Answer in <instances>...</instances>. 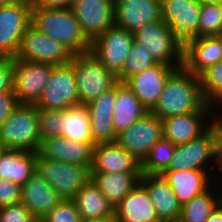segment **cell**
<instances>
[{
  "instance_id": "6da1fadb",
  "label": "cell",
  "mask_w": 222,
  "mask_h": 222,
  "mask_svg": "<svg viewBox=\"0 0 222 222\" xmlns=\"http://www.w3.org/2000/svg\"><path fill=\"white\" fill-rule=\"evenodd\" d=\"M214 111L220 114L219 110L204 101L199 77L183 66L167 77L159 100L150 112L163 120L193 112Z\"/></svg>"
},
{
  "instance_id": "7a4b0ae2",
  "label": "cell",
  "mask_w": 222,
  "mask_h": 222,
  "mask_svg": "<svg viewBox=\"0 0 222 222\" xmlns=\"http://www.w3.org/2000/svg\"><path fill=\"white\" fill-rule=\"evenodd\" d=\"M31 25L64 45L73 55L90 52L91 42L70 8L32 6Z\"/></svg>"
},
{
  "instance_id": "3957f363",
  "label": "cell",
  "mask_w": 222,
  "mask_h": 222,
  "mask_svg": "<svg viewBox=\"0 0 222 222\" xmlns=\"http://www.w3.org/2000/svg\"><path fill=\"white\" fill-rule=\"evenodd\" d=\"M0 142L5 149L38 152L41 139L37 107L19 104L0 125Z\"/></svg>"
},
{
  "instance_id": "277c9868",
  "label": "cell",
  "mask_w": 222,
  "mask_h": 222,
  "mask_svg": "<svg viewBox=\"0 0 222 222\" xmlns=\"http://www.w3.org/2000/svg\"><path fill=\"white\" fill-rule=\"evenodd\" d=\"M70 63L74 66L79 104H89L119 82L117 75L108 70L91 51L73 55Z\"/></svg>"
},
{
  "instance_id": "5b68a950",
  "label": "cell",
  "mask_w": 222,
  "mask_h": 222,
  "mask_svg": "<svg viewBox=\"0 0 222 222\" xmlns=\"http://www.w3.org/2000/svg\"><path fill=\"white\" fill-rule=\"evenodd\" d=\"M36 172L54 189L62 200H74L91 179V170L76 164L53 161L37 153Z\"/></svg>"
},
{
  "instance_id": "8992f818",
  "label": "cell",
  "mask_w": 222,
  "mask_h": 222,
  "mask_svg": "<svg viewBox=\"0 0 222 222\" xmlns=\"http://www.w3.org/2000/svg\"><path fill=\"white\" fill-rule=\"evenodd\" d=\"M134 41L147 47L157 63L178 69L184 64V47L171 33L170 27L161 19L147 23L134 33Z\"/></svg>"
},
{
  "instance_id": "52a82bcc",
  "label": "cell",
  "mask_w": 222,
  "mask_h": 222,
  "mask_svg": "<svg viewBox=\"0 0 222 222\" xmlns=\"http://www.w3.org/2000/svg\"><path fill=\"white\" fill-rule=\"evenodd\" d=\"M79 104L74 66L71 63L52 67L41 97L35 104L45 110H64Z\"/></svg>"
},
{
  "instance_id": "ba28073f",
  "label": "cell",
  "mask_w": 222,
  "mask_h": 222,
  "mask_svg": "<svg viewBox=\"0 0 222 222\" xmlns=\"http://www.w3.org/2000/svg\"><path fill=\"white\" fill-rule=\"evenodd\" d=\"M53 65L13 58L12 90L19 104L35 105L51 74Z\"/></svg>"
},
{
  "instance_id": "9c48e42d",
  "label": "cell",
  "mask_w": 222,
  "mask_h": 222,
  "mask_svg": "<svg viewBox=\"0 0 222 222\" xmlns=\"http://www.w3.org/2000/svg\"><path fill=\"white\" fill-rule=\"evenodd\" d=\"M72 56L73 54L64 45L30 25L22 36L19 50L14 58L57 66L70 63Z\"/></svg>"
},
{
  "instance_id": "30bf717a",
  "label": "cell",
  "mask_w": 222,
  "mask_h": 222,
  "mask_svg": "<svg viewBox=\"0 0 222 222\" xmlns=\"http://www.w3.org/2000/svg\"><path fill=\"white\" fill-rule=\"evenodd\" d=\"M32 21V3L19 1L0 6V54L14 58Z\"/></svg>"
},
{
  "instance_id": "8fae6325",
  "label": "cell",
  "mask_w": 222,
  "mask_h": 222,
  "mask_svg": "<svg viewBox=\"0 0 222 222\" xmlns=\"http://www.w3.org/2000/svg\"><path fill=\"white\" fill-rule=\"evenodd\" d=\"M199 11L197 0H161V19L183 47L198 38Z\"/></svg>"
},
{
  "instance_id": "7c38bea8",
  "label": "cell",
  "mask_w": 222,
  "mask_h": 222,
  "mask_svg": "<svg viewBox=\"0 0 222 222\" xmlns=\"http://www.w3.org/2000/svg\"><path fill=\"white\" fill-rule=\"evenodd\" d=\"M134 42V34L115 24L91 43V53L116 75L122 70Z\"/></svg>"
},
{
  "instance_id": "4fadbf2b",
  "label": "cell",
  "mask_w": 222,
  "mask_h": 222,
  "mask_svg": "<svg viewBox=\"0 0 222 222\" xmlns=\"http://www.w3.org/2000/svg\"><path fill=\"white\" fill-rule=\"evenodd\" d=\"M162 137V120L148 112L118 134L116 142L141 163Z\"/></svg>"
},
{
  "instance_id": "5bb4252c",
  "label": "cell",
  "mask_w": 222,
  "mask_h": 222,
  "mask_svg": "<svg viewBox=\"0 0 222 222\" xmlns=\"http://www.w3.org/2000/svg\"><path fill=\"white\" fill-rule=\"evenodd\" d=\"M213 124L198 138L176 145L173 158L165 171L202 170L213 174ZM210 166V168H209ZM207 168V169H206Z\"/></svg>"
},
{
  "instance_id": "9a60e30c",
  "label": "cell",
  "mask_w": 222,
  "mask_h": 222,
  "mask_svg": "<svg viewBox=\"0 0 222 222\" xmlns=\"http://www.w3.org/2000/svg\"><path fill=\"white\" fill-rule=\"evenodd\" d=\"M70 9L91 43L115 24L114 0H74Z\"/></svg>"
},
{
  "instance_id": "2e32d148",
  "label": "cell",
  "mask_w": 222,
  "mask_h": 222,
  "mask_svg": "<svg viewBox=\"0 0 222 222\" xmlns=\"http://www.w3.org/2000/svg\"><path fill=\"white\" fill-rule=\"evenodd\" d=\"M95 145L57 136L42 140L37 153L53 161L81 165L91 170Z\"/></svg>"
},
{
  "instance_id": "e0dca14e",
  "label": "cell",
  "mask_w": 222,
  "mask_h": 222,
  "mask_svg": "<svg viewBox=\"0 0 222 222\" xmlns=\"http://www.w3.org/2000/svg\"><path fill=\"white\" fill-rule=\"evenodd\" d=\"M219 116L214 112H193L163 119V138L174 145L187 143L203 134Z\"/></svg>"
},
{
  "instance_id": "ac0fdd59",
  "label": "cell",
  "mask_w": 222,
  "mask_h": 222,
  "mask_svg": "<svg viewBox=\"0 0 222 222\" xmlns=\"http://www.w3.org/2000/svg\"><path fill=\"white\" fill-rule=\"evenodd\" d=\"M115 25L132 33L161 20V0H114Z\"/></svg>"
},
{
  "instance_id": "d6986e66",
  "label": "cell",
  "mask_w": 222,
  "mask_h": 222,
  "mask_svg": "<svg viewBox=\"0 0 222 222\" xmlns=\"http://www.w3.org/2000/svg\"><path fill=\"white\" fill-rule=\"evenodd\" d=\"M174 70L175 68L172 66L157 63L145 71L131 76L125 83L150 112L159 100L167 77Z\"/></svg>"
},
{
  "instance_id": "ffe728a7",
  "label": "cell",
  "mask_w": 222,
  "mask_h": 222,
  "mask_svg": "<svg viewBox=\"0 0 222 222\" xmlns=\"http://www.w3.org/2000/svg\"><path fill=\"white\" fill-rule=\"evenodd\" d=\"M141 173V163L117 142L97 143L91 173Z\"/></svg>"
},
{
  "instance_id": "44dd1931",
  "label": "cell",
  "mask_w": 222,
  "mask_h": 222,
  "mask_svg": "<svg viewBox=\"0 0 222 222\" xmlns=\"http://www.w3.org/2000/svg\"><path fill=\"white\" fill-rule=\"evenodd\" d=\"M115 102L116 85L86 105L89 111L91 135L96 144L116 142L117 135L112 124Z\"/></svg>"
},
{
  "instance_id": "7402d4cb",
  "label": "cell",
  "mask_w": 222,
  "mask_h": 222,
  "mask_svg": "<svg viewBox=\"0 0 222 222\" xmlns=\"http://www.w3.org/2000/svg\"><path fill=\"white\" fill-rule=\"evenodd\" d=\"M140 183L147 189L161 222L179 221L182 205L162 175L142 174Z\"/></svg>"
},
{
  "instance_id": "603a6c76",
  "label": "cell",
  "mask_w": 222,
  "mask_h": 222,
  "mask_svg": "<svg viewBox=\"0 0 222 222\" xmlns=\"http://www.w3.org/2000/svg\"><path fill=\"white\" fill-rule=\"evenodd\" d=\"M60 201L62 199L59 195L38 172H35L21 186V203L32 213L35 219L43 220Z\"/></svg>"
},
{
  "instance_id": "cb8c5ba5",
  "label": "cell",
  "mask_w": 222,
  "mask_h": 222,
  "mask_svg": "<svg viewBox=\"0 0 222 222\" xmlns=\"http://www.w3.org/2000/svg\"><path fill=\"white\" fill-rule=\"evenodd\" d=\"M221 60L222 42L218 35L195 38L184 47L183 66L195 76Z\"/></svg>"
},
{
  "instance_id": "d4e9b609",
  "label": "cell",
  "mask_w": 222,
  "mask_h": 222,
  "mask_svg": "<svg viewBox=\"0 0 222 222\" xmlns=\"http://www.w3.org/2000/svg\"><path fill=\"white\" fill-rule=\"evenodd\" d=\"M113 222H161L147 189L139 183L114 208Z\"/></svg>"
},
{
  "instance_id": "484cf974",
  "label": "cell",
  "mask_w": 222,
  "mask_h": 222,
  "mask_svg": "<svg viewBox=\"0 0 222 222\" xmlns=\"http://www.w3.org/2000/svg\"><path fill=\"white\" fill-rule=\"evenodd\" d=\"M161 175L168 182L181 205L202 194L213 184L211 181L213 176L209 171H164Z\"/></svg>"
},
{
  "instance_id": "4316f807",
  "label": "cell",
  "mask_w": 222,
  "mask_h": 222,
  "mask_svg": "<svg viewBox=\"0 0 222 222\" xmlns=\"http://www.w3.org/2000/svg\"><path fill=\"white\" fill-rule=\"evenodd\" d=\"M37 152L3 149L0 152V178L23 186L36 172Z\"/></svg>"
},
{
  "instance_id": "83f0119b",
  "label": "cell",
  "mask_w": 222,
  "mask_h": 222,
  "mask_svg": "<svg viewBox=\"0 0 222 222\" xmlns=\"http://www.w3.org/2000/svg\"><path fill=\"white\" fill-rule=\"evenodd\" d=\"M148 112L126 83L116 84V102L112 119L116 135L127 130Z\"/></svg>"
},
{
  "instance_id": "f1b7e54d",
  "label": "cell",
  "mask_w": 222,
  "mask_h": 222,
  "mask_svg": "<svg viewBox=\"0 0 222 222\" xmlns=\"http://www.w3.org/2000/svg\"><path fill=\"white\" fill-rule=\"evenodd\" d=\"M142 173H91L92 182L115 208L141 180Z\"/></svg>"
},
{
  "instance_id": "f546056e",
  "label": "cell",
  "mask_w": 222,
  "mask_h": 222,
  "mask_svg": "<svg viewBox=\"0 0 222 222\" xmlns=\"http://www.w3.org/2000/svg\"><path fill=\"white\" fill-rule=\"evenodd\" d=\"M74 201L80 218L113 220L114 208L90 179L77 193Z\"/></svg>"
},
{
  "instance_id": "4dcf8cb0",
  "label": "cell",
  "mask_w": 222,
  "mask_h": 222,
  "mask_svg": "<svg viewBox=\"0 0 222 222\" xmlns=\"http://www.w3.org/2000/svg\"><path fill=\"white\" fill-rule=\"evenodd\" d=\"M61 136L83 143H95L90 129L89 111L86 105L77 104L61 110Z\"/></svg>"
},
{
  "instance_id": "1f68e13d",
  "label": "cell",
  "mask_w": 222,
  "mask_h": 222,
  "mask_svg": "<svg viewBox=\"0 0 222 222\" xmlns=\"http://www.w3.org/2000/svg\"><path fill=\"white\" fill-rule=\"evenodd\" d=\"M216 185L214 180V184L209 189L182 205L179 221L206 222L209 215L218 205Z\"/></svg>"
},
{
  "instance_id": "d6a6232c",
  "label": "cell",
  "mask_w": 222,
  "mask_h": 222,
  "mask_svg": "<svg viewBox=\"0 0 222 222\" xmlns=\"http://www.w3.org/2000/svg\"><path fill=\"white\" fill-rule=\"evenodd\" d=\"M198 77L204 101L216 110L218 108L222 116V60L207 68Z\"/></svg>"
},
{
  "instance_id": "836d02e7",
  "label": "cell",
  "mask_w": 222,
  "mask_h": 222,
  "mask_svg": "<svg viewBox=\"0 0 222 222\" xmlns=\"http://www.w3.org/2000/svg\"><path fill=\"white\" fill-rule=\"evenodd\" d=\"M176 145L161 138L141 162L142 174H159L167 170L175 151Z\"/></svg>"
},
{
  "instance_id": "e575fe53",
  "label": "cell",
  "mask_w": 222,
  "mask_h": 222,
  "mask_svg": "<svg viewBox=\"0 0 222 222\" xmlns=\"http://www.w3.org/2000/svg\"><path fill=\"white\" fill-rule=\"evenodd\" d=\"M156 64L157 62L151 56L147 47L134 41L122 70L117 74V79L119 82L125 83L131 76L139 74Z\"/></svg>"
},
{
  "instance_id": "d590c367",
  "label": "cell",
  "mask_w": 222,
  "mask_h": 222,
  "mask_svg": "<svg viewBox=\"0 0 222 222\" xmlns=\"http://www.w3.org/2000/svg\"><path fill=\"white\" fill-rule=\"evenodd\" d=\"M222 33V4H200L198 37Z\"/></svg>"
},
{
  "instance_id": "8d00e7d4",
  "label": "cell",
  "mask_w": 222,
  "mask_h": 222,
  "mask_svg": "<svg viewBox=\"0 0 222 222\" xmlns=\"http://www.w3.org/2000/svg\"><path fill=\"white\" fill-rule=\"evenodd\" d=\"M40 139L61 136V110L37 108Z\"/></svg>"
},
{
  "instance_id": "74e56055",
  "label": "cell",
  "mask_w": 222,
  "mask_h": 222,
  "mask_svg": "<svg viewBox=\"0 0 222 222\" xmlns=\"http://www.w3.org/2000/svg\"><path fill=\"white\" fill-rule=\"evenodd\" d=\"M80 215L74 200H62L49 212L44 222H79Z\"/></svg>"
},
{
  "instance_id": "f35d334b",
  "label": "cell",
  "mask_w": 222,
  "mask_h": 222,
  "mask_svg": "<svg viewBox=\"0 0 222 222\" xmlns=\"http://www.w3.org/2000/svg\"><path fill=\"white\" fill-rule=\"evenodd\" d=\"M35 220L22 203L0 208V222H34Z\"/></svg>"
},
{
  "instance_id": "ab89813d",
  "label": "cell",
  "mask_w": 222,
  "mask_h": 222,
  "mask_svg": "<svg viewBox=\"0 0 222 222\" xmlns=\"http://www.w3.org/2000/svg\"><path fill=\"white\" fill-rule=\"evenodd\" d=\"M21 203V186L0 178V208Z\"/></svg>"
},
{
  "instance_id": "60d3db41",
  "label": "cell",
  "mask_w": 222,
  "mask_h": 222,
  "mask_svg": "<svg viewBox=\"0 0 222 222\" xmlns=\"http://www.w3.org/2000/svg\"><path fill=\"white\" fill-rule=\"evenodd\" d=\"M213 169L220 171L222 174V116H219L213 123ZM222 177V176H221Z\"/></svg>"
},
{
  "instance_id": "b9f144b4",
  "label": "cell",
  "mask_w": 222,
  "mask_h": 222,
  "mask_svg": "<svg viewBox=\"0 0 222 222\" xmlns=\"http://www.w3.org/2000/svg\"><path fill=\"white\" fill-rule=\"evenodd\" d=\"M13 58L3 57L0 60V94L12 90Z\"/></svg>"
},
{
  "instance_id": "7bdbcfd3",
  "label": "cell",
  "mask_w": 222,
  "mask_h": 222,
  "mask_svg": "<svg viewBox=\"0 0 222 222\" xmlns=\"http://www.w3.org/2000/svg\"><path fill=\"white\" fill-rule=\"evenodd\" d=\"M19 105L13 90L0 94V125L12 114V111Z\"/></svg>"
},
{
  "instance_id": "ee69618b",
  "label": "cell",
  "mask_w": 222,
  "mask_h": 222,
  "mask_svg": "<svg viewBox=\"0 0 222 222\" xmlns=\"http://www.w3.org/2000/svg\"><path fill=\"white\" fill-rule=\"evenodd\" d=\"M74 0H36L32 6L43 8H71Z\"/></svg>"
},
{
  "instance_id": "f6af8a7d",
  "label": "cell",
  "mask_w": 222,
  "mask_h": 222,
  "mask_svg": "<svg viewBox=\"0 0 222 222\" xmlns=\"http://www.w3.org/2000/svg\"><path fill=\"white\" fill-rule=\"evenodd\" d=\"M206 222H222V208L217 205V207L209 215Z\"/></svg>"
},
{
  "instance_id": "bcb514c9",
  "label": "cell",
  "mask_w": 222,
  "mask_h": 222,
  "mask_svg": "<svg viewBox=\"0 0 222 222\" xmlns=\"http://www.w3.org/2000/svg\"><path fill=\"white\" fill-rule=\"evenodd\" d=\"M218 178H219V179H218ZM218 178H216L215 180L218 181V183H219V182L222 183V177L220 178V177L218 176ZM217 179H218V180H217ZM220 179H221V181H220ZM221 183L219 184L220 186L217 185L218 187L216 186L215 189H216V193H218V194H217L218 206H220V207L222 208V192H221V190H220V189L222 188V187H221V186H222ZM219 187H220V188H219ZM218 188H219V189H218ZM217 189H218L219 191H218ZM220 194H221V195H220Z\"/></svg>"
},
{
  "instance_id": "7dc6e473",
  "label": "cell",
  "mask_w": 222,
  "mask_h": 222,
  "mask_svg": "<svg viewBox=\"0 0 222 222\" xmlns=\"http://www.w3.org/2000/svg\"><path fill=\"white\" fill-rule=\"evenodd\" d=\"M79 222H113V220L80 218Z\"/></svg>"
},
{
  "instance_id": "c3c4849f",
  "label": "cell",
  "mask_w": 222,
  "mask_h": 222,
  "mask_svg": "<svg viewBox=\"0 0 222 222\" xmlns=\"http://www.w3.org/2000/svg\"><path fill=\"white\" fill-rule=\"evenodd\" d=\"M200 4H222V0H197Z\"/></svg>"
},
{
  "instance_id": "681fc988",
  "label": "cell",
  "mask_w": 222,
  "mask_h": 222,
  "mask_svg": "<svg viewBox=\"0 0 222 222\" xmlns=\"http://www.w3.org/2000/svg\"><path fill=\"white\" fill-rule=\"evenodd\" d=\"M22 0H0V6L3 5H12Z\"/></svg>"
},
{
  "instance_id": "f907efd6",
  "label": "cell",
  "mask_w": 222,
  "mask_h": 222,
  "mask_svg": "<svg viewBox=\"0 0 222 222\" xmlns=\"http://www.w3.org/2000/svg\"><path fill=\"white\" fill-rule=\"evenodd\" d=\"M24 1H27L33 4L36 0H24Z\"/></svg>"
},
{
  "instance_id": "816d5d0a",
  "label": "cell",
  "mask_w": 222,
  "mask_h": 222,
  "mask_svg": "<svg viewBox=\"0 0 222 222\" xmlns=\"http://www.w3.org/2000/svg\"><path fill=\"white\" fill-rule=\"evenodd\" d=\"M34 222H44V221L41 219H36Z\"/></svg>"
},
{
  "instance_id": "f5cc1de1",
  "label": "cell",
  "mask_w": 222,
  "mask_h": 222,
  "mask_svg": "<svg viewBox=\"0 0 222 222\" xmlns=\"http://www.w3.org/2000/svg\"><path fill=\"white\" fill-rule=\"evenodd\" d=\"M4 148L2 147V144L0 142V152L3 150Z\"/></svg>"
},
{
  "instance_id": "db71d44e",
  "label": "cell",
  "mask_w": 222,
  "mask_h": 222,
  "mask_svg": "<svg viewBox=\"0 0 222 222\" xmlns=\"http://www.w3.org/2000/svg\"><path fill=\"white\" fill-rule=\"evenodd\" d=\"M219 37H220V39H221V42H222V33L220 34V35H218Z\"/></svg>"
}]
</instances>
